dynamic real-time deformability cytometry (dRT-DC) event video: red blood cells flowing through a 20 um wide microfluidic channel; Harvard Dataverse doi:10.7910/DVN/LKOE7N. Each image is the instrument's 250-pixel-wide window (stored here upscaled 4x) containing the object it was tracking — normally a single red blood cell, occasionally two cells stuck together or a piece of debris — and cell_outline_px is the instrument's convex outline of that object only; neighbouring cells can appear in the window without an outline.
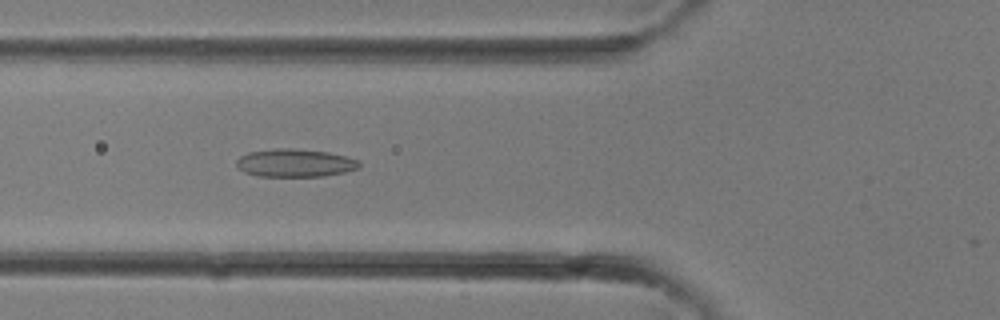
{"species": "common noctule bat (a hibernating species)", "species_latin": "Nyctalus noctula", "temperature_condition": "room temperature", "stored_images_in_passage": 28, "camera_frame_rate_fps": 3000, "um_per_image_px": 0.085, "animal": {"sex": "female"}, "frame": {"image": 1, "passage_image": 7, "time_ms": 2.0, "image_size_px": [1000, 320], "cell_outline_px": [[360, 168], [344, 172], [324, 176], [260, 176], [244, 172], [236, 164], [236, 160], [240, 156], [248, 152], [276, 148], [292, 148], [328, 152], [360, 160]], "centroid_in_image_um": [25.08, 13.84], "position_along_channel_um": 100.7, "area_um2": 20.0}}
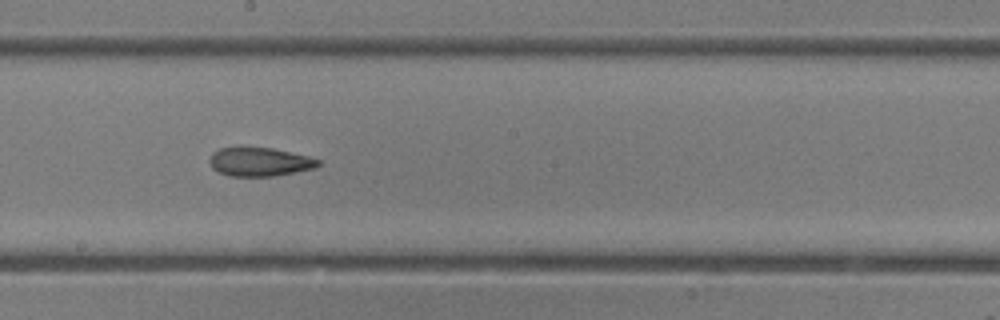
{"frame": {"image": 2, "passage_image": 13, "time_ms": 4.0, "image_size_px": [1000, 320], "cell_outline_px": [[320, 164], [316, 168], [272, 176], [228, 176], [212, 168], [208, 160], [212, 152], [220, 148], [272, 148], [308, 156], [320, 160]], "centroid_in_image_um": [22.06, 13.76], "position_along_channel_um": 226.1, "area_um2": 18.03}}
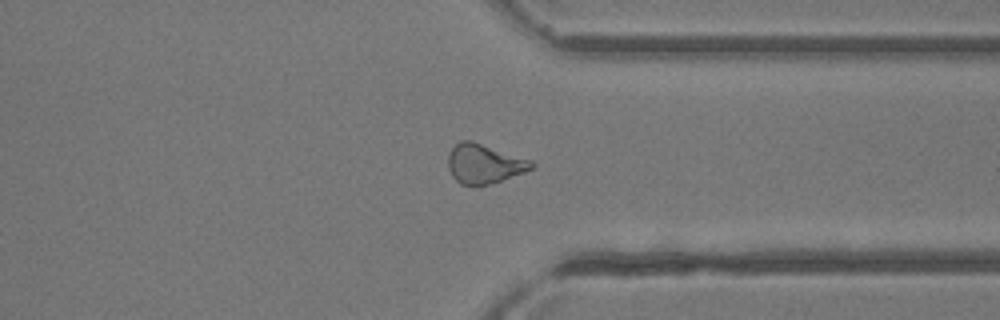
{"frame": {"image": 3, "passage_image": 20, "time_ms": 6.333, "image_size_px": [1000, 320], "cell_outline_px": [[536, 168], [480, 188], [472, 188], [460, 184], [452, 176], [448, 168], [448, 156], [452, 148], [460, 140], [472, 140], [532, 160], [536, 164]], "centroid_in_image_um": [41.17, 13.96], "position_along_channel_um": 370.2, "area_um2": 19.83}}